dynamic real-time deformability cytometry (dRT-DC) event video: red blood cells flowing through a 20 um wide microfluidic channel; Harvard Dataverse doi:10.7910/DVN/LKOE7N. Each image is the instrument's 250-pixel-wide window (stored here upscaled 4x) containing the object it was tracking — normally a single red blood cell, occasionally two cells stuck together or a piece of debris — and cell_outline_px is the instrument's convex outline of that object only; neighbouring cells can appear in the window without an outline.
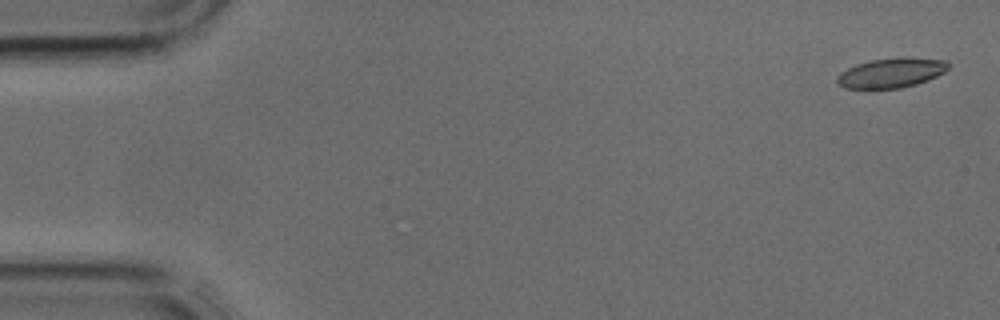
{"species": "common noctule bat (a hibernating species)", "species_latin": "Nyctalus noctula", "temperature_condition": "cold", "stored_images_in_passage": 3, "camera_frame_rate_fps": 3000, "um_per_image_px": 0.085, "animal": {"sex": "male", "body_mass_g": 17.9, "forearm_length_mm": 54.2}, "frame": {"image": 1, "passage_image": 1, "time_ms": 0.0, "image_size_px": [1000, 320], "cell_outline_px": [[948, 68], [944, 72], [928, 80], [916, 84], [900, 88], [844, 88], [836, 80], [836, 76], [840, 72], [856, 64], [868, 60], [900, 56], [944, 60], [948, 64]], "centroid_in_image_um": [75.74, 6.17], "position_along_channel_um": 9.3, "area_um2": 19.31}}
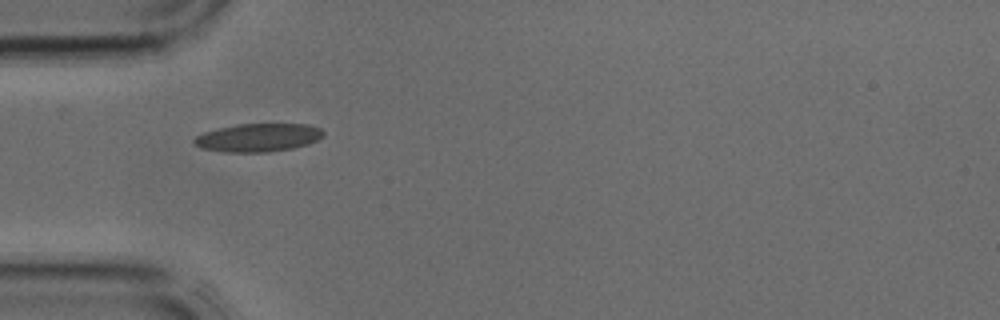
{"frame": {"image": 2, "passage_image": 3, "time_ms": 0.667, "image_size_px": [1000, 320], "cell_outline_px": [[324, 136], [308, 144], [292, 148], [268, 152], [224, 152], [200, 148], [192, 144], [192, 140], [196, 136], [204, 132], [236, 124], [308, 124], [320, 128], [324, 132]], "centroid_in_image_um": [21.92, 11.7], "position_along_channel_um": 63.1, "area_um2": 21.33}}